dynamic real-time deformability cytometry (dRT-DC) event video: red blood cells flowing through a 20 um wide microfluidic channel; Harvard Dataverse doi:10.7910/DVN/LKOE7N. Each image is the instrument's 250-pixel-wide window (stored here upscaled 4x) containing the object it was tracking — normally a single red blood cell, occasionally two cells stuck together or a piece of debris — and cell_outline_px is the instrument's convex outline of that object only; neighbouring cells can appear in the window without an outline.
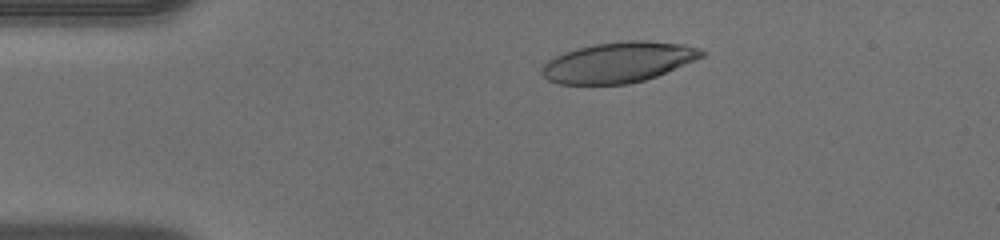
{"species": "human", "species_latin": "Homo sapiens", "temperature_condition": "warm", "stored_images_in_passage": 40, "camera_frame_rate_fps": 3000, "um_per_image_px": 0.085, "donor": {"sex": "male"}, "frame": {"image": 1, "passage_image": 7, "time_ms": 2.0, "image_size_px": [1000, 240], "cell_outline_px": [[708, 52], [704, 56], [656, 76], [644, 80], [628, 84], [560, 84], [548, 80], [540, 72], [540, 68], [548, 60], [564, 52], [576, 48], [592, 44], [620, 40], [648, 40], [684, 44], [700, 48]], "centroid_in_image_um": [52.56, 5.27], "position_along_channel_um": 32.4, "area_um2": 37.92}}
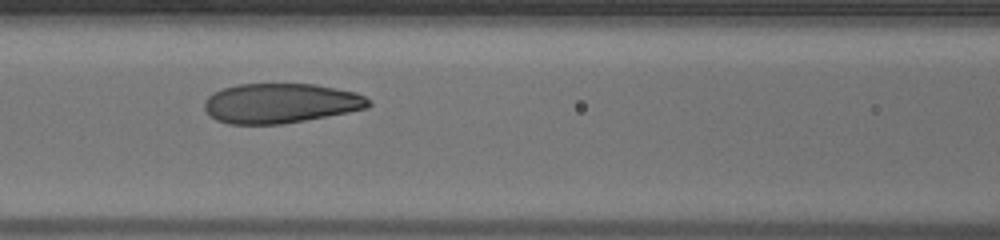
{"frame": {"image": 2, "passage_image": 18, "time_ms": 5.667, "image_size_px": [1000, 240], "cell_outline_px": [[372, 104], [368, 108], [348, 112], [284, 124], [228, 124], [216, 120], [208, 116], [204, 108], [204, 100], [212, 92], [220, 88], [236, 84], [316, 84], [356, 92], [372, 100]], "centroid_in_image_um": [23.82, 8.77], "position_along_channel_um": 142.8, "area_um2": 38.55}}
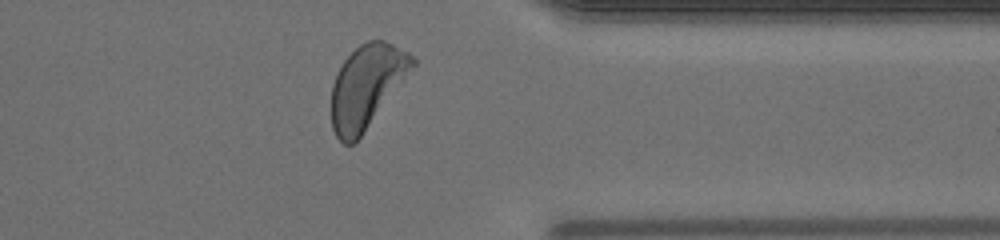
{"frame": {"image": 3, "passage_image": 35, "time_ms": 11.333, "image_size_px": [1000, 240], "cell_outline_px": [[416, 64], [360, 136], [352, 144], [344, 144], [336, 136], [332, 128], [332, 84], [336, 72], [344, 60], [360, 44], [368, 40], [384, 40], [408, 52], [416, 60]], "centroid_in_image_um": [31.14, 7.31], "position_along_channel_um": 380.3, "area_um2": 38.44}}